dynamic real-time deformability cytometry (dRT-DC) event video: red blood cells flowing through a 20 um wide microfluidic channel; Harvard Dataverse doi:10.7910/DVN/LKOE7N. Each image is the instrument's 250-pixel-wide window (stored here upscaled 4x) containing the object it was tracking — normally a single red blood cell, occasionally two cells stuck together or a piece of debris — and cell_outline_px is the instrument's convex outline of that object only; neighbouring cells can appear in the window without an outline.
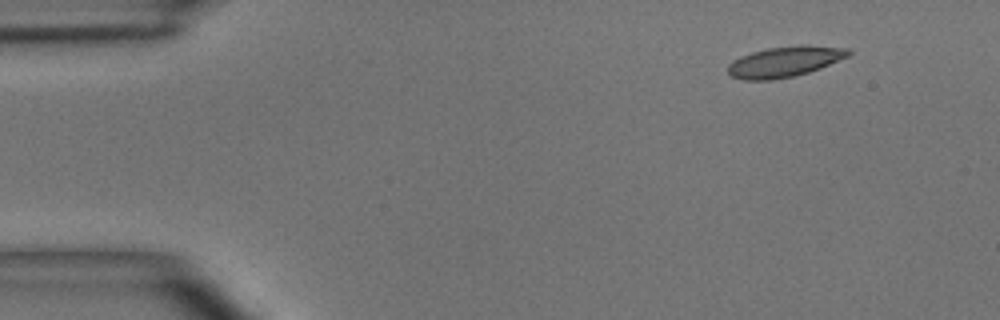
{"species": "common noctule bat (a hibernating species)", "species_latin": "Nyctalus noctula", "temperature_condition": "room temperature", "stored_images_in_passage": 4, "camera_frame_rate_fps": 3000, "um_per_image_px": 0.085, "animal": {"sex": "male", "body_mass_g": 15.6}, "frame": {"image": 1, "passage_image": 1, "time_ms": 0.0, "image_size_px": [1000, 320], "cell_outline_px": [[852, 52], [848, 56], [820, 68], [808, 72], [792, 76], [772, 80], [744, 80], [728, 76], [728, 64], [732, 60], [752, 52], [768, 48], [800, 44], [848, 48]], "centroid_in_image_um": [66.67, 5.24], "position_along_channel_um": 18.3, "area_um2": 21.5}}